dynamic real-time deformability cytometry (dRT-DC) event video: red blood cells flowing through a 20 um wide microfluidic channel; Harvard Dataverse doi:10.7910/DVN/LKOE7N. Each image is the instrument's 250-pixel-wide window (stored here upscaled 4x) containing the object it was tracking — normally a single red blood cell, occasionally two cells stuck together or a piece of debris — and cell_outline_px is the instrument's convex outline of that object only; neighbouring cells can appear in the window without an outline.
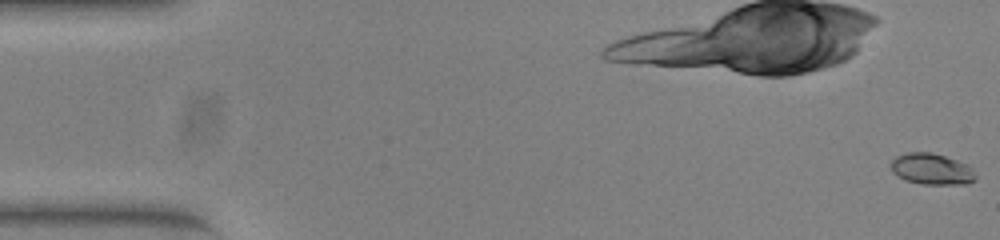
{"species": "common noctule bat (a hibernating species)", "species_latin": "Nyctalus noctula", "temperature_condition": "warm", "stored_images_in_passage": 53, "camera_frame_rate_fps": 3000, "um_per_image_px": 0.085, "animal": {"sex": "female", "body_mass_g": 23.0, "forearm_length_mm": 53.4}, "frame": {"image": 1, "passage_image": 1, "time_ms": 0.0, "image_size_px": [1000, 240], "cell_outline_px": [[976, 180], [968, 184], [924, 184], [904, 180], [892, 172], [892, 160], [896, 156], [908, 152], [932, 152], [968, 164], [972, 168], [976, 176]], "centroid_in_image_um": [79.22, 14.37], "position_along_channel_um": 5.8, "area_um2": 15.43}}
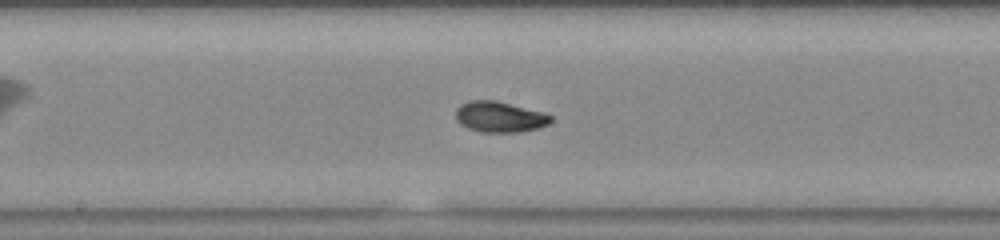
{"frame": {"image": 2, "passage_image": 28, "time_ms": 9.0, "image_size_px": [1000, 240], "cell_outline_px": [[552, 120], [548, 124], [536, 128], [520, 132], [480, 132], [468, 128], [460, 124], [456, 120], [456, 108], [460, 104], [468, 100], [496, 100], [544, 112], [552, 116]], "centroid_in_image_um": [42.45, 9.92], "position_along_channel_um": 205.8, "area_um2": 17.17}}
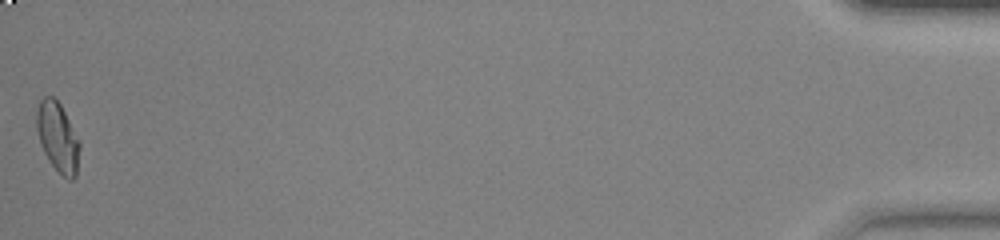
{"frame": {"image": 3, "passage_image": 53, "time_ms": 17.333, "image_size_px": [1000, 240], "cell_outline_px": [[80, 148], [76, 176], [72, 180], [68, 180], [48, 160], [40, 144], [36, 128], [36, 112], [40, 100], [44, 96], [52, 96], [60, 104], [80, 140]], "centroid_in_image_um": [4.91, 11.65], "position_along_channel_um": 430.3, "area_um2": 17.46}, "authors_computed_cell_mechanics": {"area_um2": 16.4152, "velocity_mm_per_s": 3.9148, "shape_relaxation_time_tau1_ms": 3.8866, "shape_relaxation_time_tau2_ms": 1.1905, "deformation_change_tau1": 0.1684, "deformation_change_tau2": 0.0437}}